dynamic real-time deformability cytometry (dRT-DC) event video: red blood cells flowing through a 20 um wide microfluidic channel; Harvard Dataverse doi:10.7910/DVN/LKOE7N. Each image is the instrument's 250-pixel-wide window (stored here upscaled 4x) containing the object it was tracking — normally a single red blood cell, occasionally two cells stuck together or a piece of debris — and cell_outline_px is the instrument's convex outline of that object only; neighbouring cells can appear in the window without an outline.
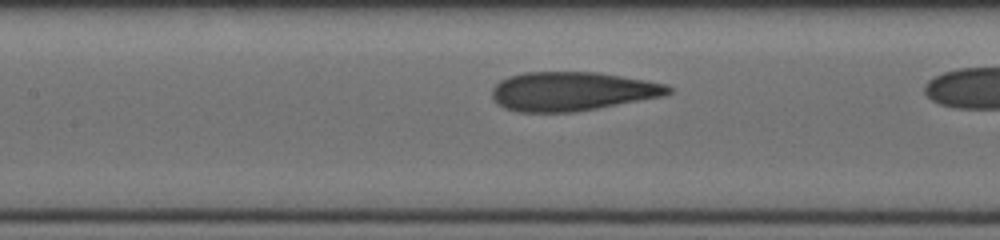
{"species": "human", "species_latin": "Homo sapiens", "temperature_condition": "cold", "stored_images_in_passage": 23, "camera_frame_rate_fps": 3000, "um_per_image_px": 0.085, "donor": {"sex": "male"}, "frame": {"image": 1, "passage_image": 6, "time_ms": 1.667, "image_size_px": [1000, 240], "cell_outline_px": [[672, 92], [664, 96], [596, 108], [572, 112], [516, 112], [504, 108], [496, 104], [492, 100], [492, 88], [500, 80], [508, 76], [524, 72], [596, 72], [668, 84], [672, 88]], "centroid_in_image_um": [48.58, 7.76], "position_along_channel_um": 158.8, "area_um2": 40.11}}
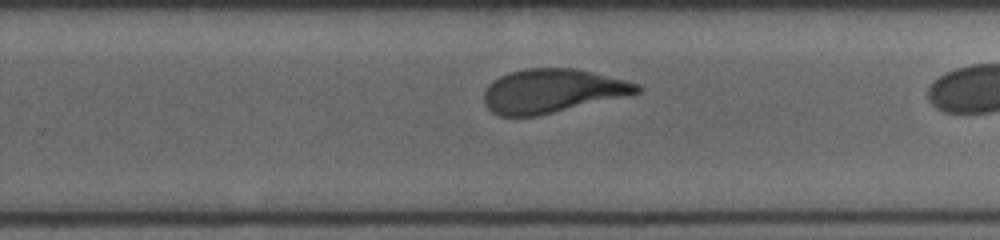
{"frame": {"image": 2, "passage_image": 15, "time_ms": 4.667, "image_size_px": [1000, 240], "cell_outline_px": [[644, 88], [640, 92], [536, 116], [500, 116], [492, 112], [484, 104], [484, 92], [488, 84], [500, 76], [524, 68], [576, 68], [640, 84]], "centroid_in_image_um": [46.9, 7.72], "position_along_channel_um": 282.9, "area_um2": 38.61}}
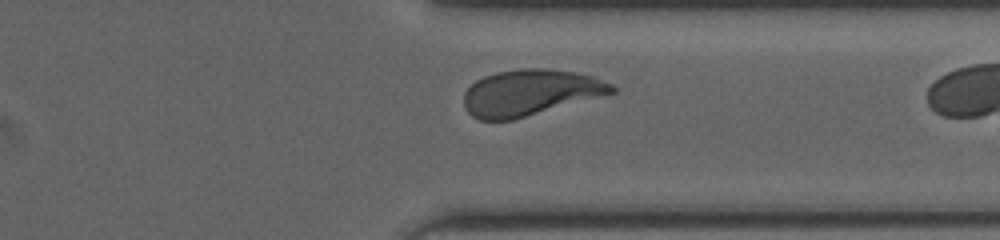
{"frame": {"image": 3, "passage_image": 21, "time_ms": 6.667, "image_size_px": [1000, 240], "cell_outline_px": [[616, 92], [512, 120], [480, 120], [472, 116], [464, 108], [464, 92], [476, 80], [484, 76], [496, 72], [524, 68], [544, 68], [576, 72], [592, 76], [612, 84], [616, 88]], "centroid_in_image_um": [45.04, 7.87], "position_along_channel_um": 366.4, "area_um2": 39.54}}